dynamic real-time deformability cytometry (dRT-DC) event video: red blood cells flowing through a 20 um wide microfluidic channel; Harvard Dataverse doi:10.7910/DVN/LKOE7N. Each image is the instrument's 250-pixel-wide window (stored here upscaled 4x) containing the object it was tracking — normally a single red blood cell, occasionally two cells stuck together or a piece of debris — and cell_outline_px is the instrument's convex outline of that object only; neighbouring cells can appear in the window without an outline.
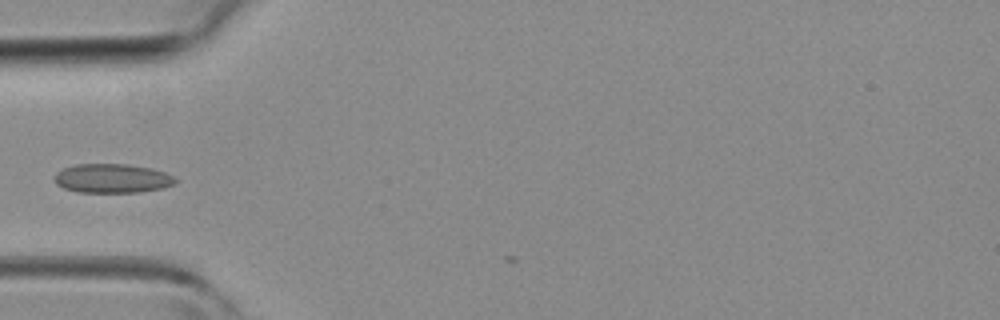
{"species": "common noctule bat (a hibernating species)", "species_latin": "Nyctalus noctula", "temperature_condition": "room temperature", "stored_images_in_passage": 4, "camera_frame_rate_fps": 3000, "um_per_image_px": 0.085, "animal": {"sex": "female", "body_mass_g": 19.3, "forearm_length_mm": 54.1}, "frame": {"image": 1, "passage_image": 3, "time_ms": 0.667, "image_size_px": [1000, 320], "cell_outline_px": [[176, 184], [164, 188], [140, 192], [76, 192], [64, 188], [56, 184], [56, 172], [64, 168], [76, 164], [128, 164], [152, 168], [164, 172], [172, 176], [176, 180]], "centroid_in_image_um": [9.56, 15.16], "position_along_channel_um": 75.4, "area_um2": 20.52}}